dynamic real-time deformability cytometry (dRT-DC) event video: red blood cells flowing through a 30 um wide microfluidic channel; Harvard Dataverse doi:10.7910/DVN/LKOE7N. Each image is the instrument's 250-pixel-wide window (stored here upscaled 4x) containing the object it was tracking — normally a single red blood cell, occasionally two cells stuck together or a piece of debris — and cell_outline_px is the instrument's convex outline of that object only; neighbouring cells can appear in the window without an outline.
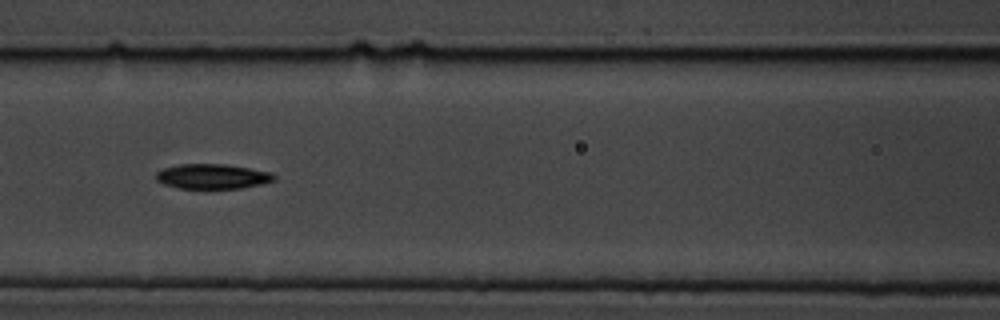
{"species": "common noctule bat (a hibernating species)", "species_latin": "Nyctalus noctula", "temperature_condition": "cold", "stored_images_in_passage": 9, "camera_frame_rate_fps": 3000, "um_per_image_px": 0.085, "animal": {"sex": "male", "body_mass_g": 19.5, "forearm_length_mm": 54.6}, "frame": {"image": 1, "passage_image": 7, "time_ms": 7.0, "image_size_px": [1000, 320], "cell_outline_px": [[276, 180], [244, 188], [180, 188], [164, 184], [156, 180], [156, 172], [164, 168], [180, 164], [224, 164], [272, 172], [276, 176]], "centroid_in_image_um": [18.07, 14.99], "position_along_channel_um": 148.5, "area_um2": 17.05}}
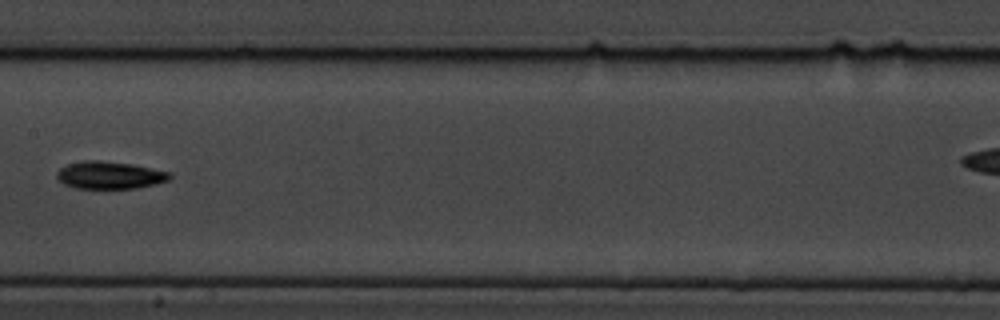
{"frame": {"image": 2, "passage_image": 8, "time_ms": 8.333, "image_size_px": [1000, 320], "cell_outline_px": [[172, 176], [168, 180], [156, 184], [136, 188], [76, 188], [64, 184], [56, 176], [56, 172], [60, 168], [68, 164], [84, 160], [96, 160], [132, 164], [172, 172]], "centroid_in_image_um": [9.34, 14.88], "position_along_channel_um": 198.1, "area_um2": 18.03}}